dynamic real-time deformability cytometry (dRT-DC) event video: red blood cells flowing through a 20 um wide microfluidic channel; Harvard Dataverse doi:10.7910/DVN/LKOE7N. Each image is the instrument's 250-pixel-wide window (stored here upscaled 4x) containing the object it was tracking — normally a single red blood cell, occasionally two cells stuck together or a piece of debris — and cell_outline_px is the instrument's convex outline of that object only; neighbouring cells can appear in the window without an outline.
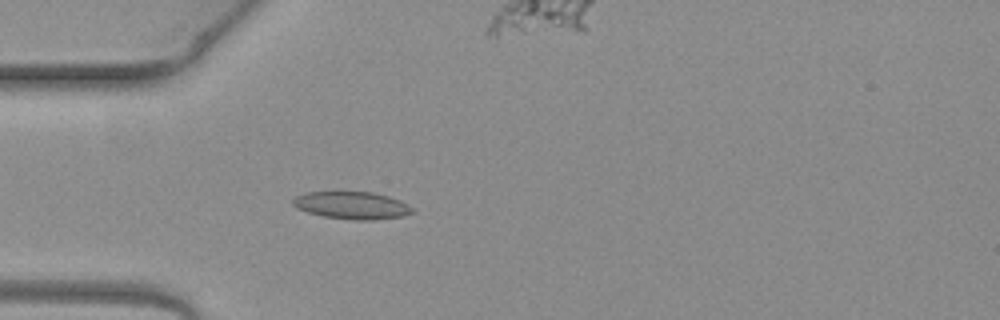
{"species": "common noctule bat (a hibernating species)", "species_latin": "Nyctalus noctula", "temperature_condition": "warm", "stored_images_in_passage": 4, "camera_frame_rate_fps": 3000, "um_per_image_px": 0.085, "animal": {"sex": "female", "body_mass_g": 19.3, "forearm_length_mm": 54.1}, "frame": {"image": 1, "passage_image": 3, "time_ms": 0.667, "image_size_px": [1000, 320], "cell_outline_px": [[416, 212], [404, 216], [372, 220], [352, 220], [324, 216], [308, 212], [296, 208], [292, 204], [292, 200], [296, 196], [304, 192], [372, 192], [388, 196], [400, 200], [408, 204]], "centroid_in_image_um": [29.93, 17.46], "position_along_channel_um": 55.1, "area_um2": 19.19}}